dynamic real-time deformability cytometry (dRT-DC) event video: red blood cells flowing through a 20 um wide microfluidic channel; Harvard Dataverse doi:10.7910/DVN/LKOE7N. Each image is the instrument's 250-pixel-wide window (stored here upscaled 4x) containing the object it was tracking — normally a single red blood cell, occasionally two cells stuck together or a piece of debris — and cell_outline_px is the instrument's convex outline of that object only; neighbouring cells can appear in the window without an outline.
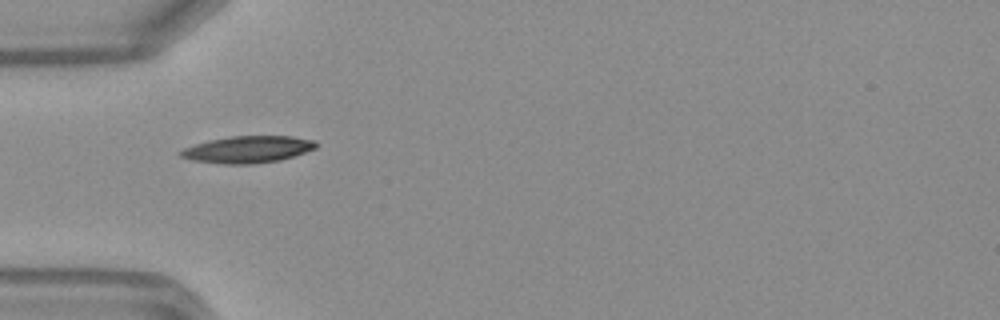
{"species": "Egyptian fruit bat (a non-hibernating species)", "species_latin": "Rousettus aegyptiacus", "temperature_condition": "warm", "stored_images_in_passage": 25, "camera_frame_rate_fps": 3000, "um_per_image_px": 0.085, "frame": {"image": 1, "passage_image": 1, "time_ms": 0.0, "image_size_px": [1000, 320], "cell_outline_px": [[316, 148], [280, 160], [252, 164], [224, 164], [192, 160], [180, 156], [180, 152], [184, 148], [208, 140], [232, 136], [292, 136], [316, 140]], "centroid_in_image_um": [21.07, 12.7], "position_along_channel_um": 63.9, "area_um2": 21.04}}
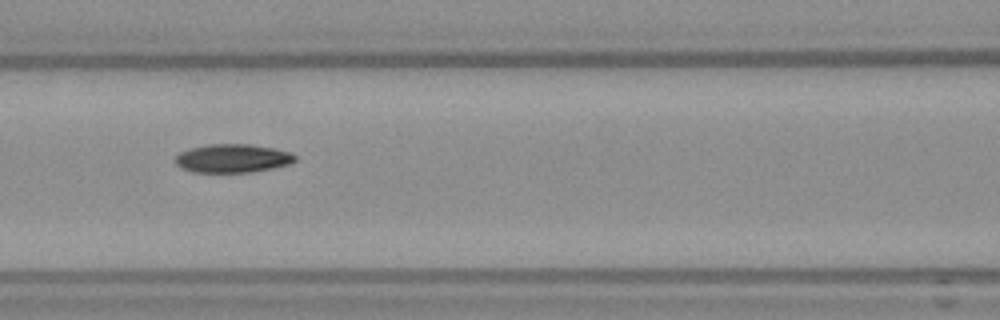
{"frame": {"image": 2, "passage_image": 7, "time_ms": 2.0, "image_size_px": [1000, 320], "cell_outline_px": [[296, 160], [292, 164], [272, 168], [248, 172], [192, 172], [180, 168], [176, 164], [176, 156], [180, 152], [192, 148], [208, 144], [248, 144], [272, 148], [288, 152], [296, 156]], "centroid_in_image_um": [19.76, 13.46], "position_along_channel_um": 146.8, "area_um2": 19.77}}
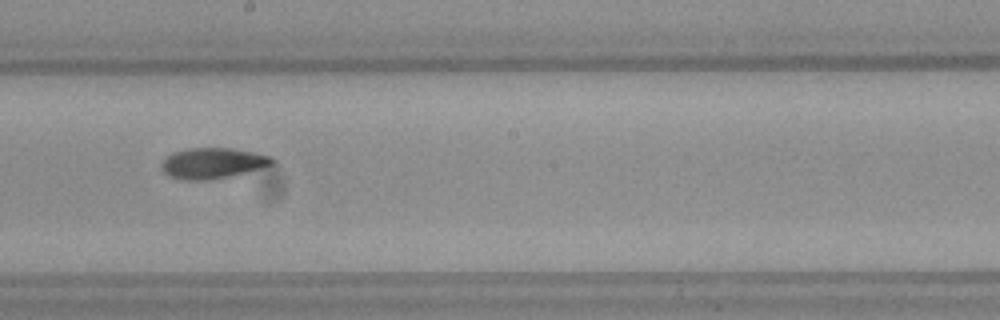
{"frame": {"image": 3, "passage_image": 13, "time_ms": 4.0, "image_size_px": [1000, 320], "cell_outline_px": [[276, 164], [232, 176], [208, 180], [180, 180], [168, 176], [160, 168], [160, 164], [172, 152], [188, 148], [232, 148], [256, 152], [272, 156], [276, 160]], "centroid_in_image_um": [18.11, 13.87], "position_along_channel_um": 230.1, "area_um2": 20.23}, "authors_computed_cell_mechanics": {"area_um2": 20.1144, "velocity_mm_per_s": 4.1702, "shape_relaxation_time_tau1_ms": 4.1469, "shape_relaxation_time_tau2_ms": 3.8623, "deformation_change_tau1": 0.1729, "deformation_change_tau2": 0.0949}}